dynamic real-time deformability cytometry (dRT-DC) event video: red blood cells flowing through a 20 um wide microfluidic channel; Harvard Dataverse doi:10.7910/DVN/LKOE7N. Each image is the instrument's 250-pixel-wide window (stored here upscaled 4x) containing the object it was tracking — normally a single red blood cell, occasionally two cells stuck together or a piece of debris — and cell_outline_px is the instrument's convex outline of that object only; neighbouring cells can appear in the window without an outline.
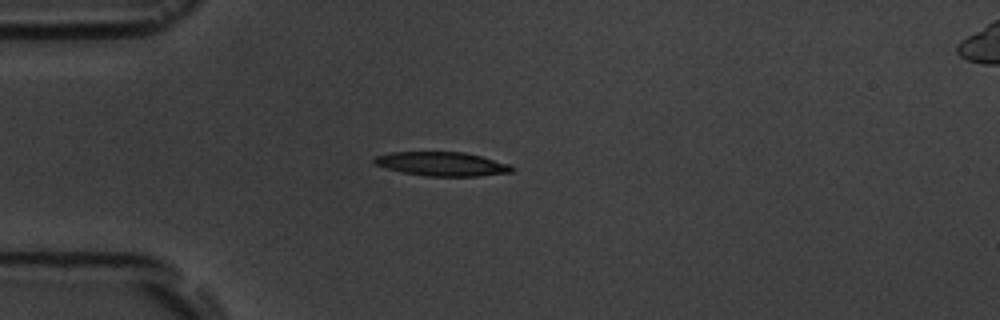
{"species": "common noctule bat (a hibernating species)", "species_latin": "Nyctalus noctula", "temperature_condition": "room temperature", "stored_images_in_passage": 6, "camera_frame_rate_fps": 3000, "um_per_image_px": 0.085, "animal": {"sex": "male", "body_mass_g": 19.5, "forearm_length_mm": 54.6}, "frame": {"image": 1, "passage_image": 4, "time_ms": 3.333, "image_size_px": [1000, 320], "cell_outline_px": [[516, 168], [512, 172], [476, 176], [428, 176], [404, 172], [384, 168], [372, 164], [372, 160], [376, 156], [392, 152], [464, 152], [480, 156], [508, 164]], "centroid_in_image_um": [37.52, 13.93], "position_along_channel_um": 47.5, "area_um2": 19.13}}
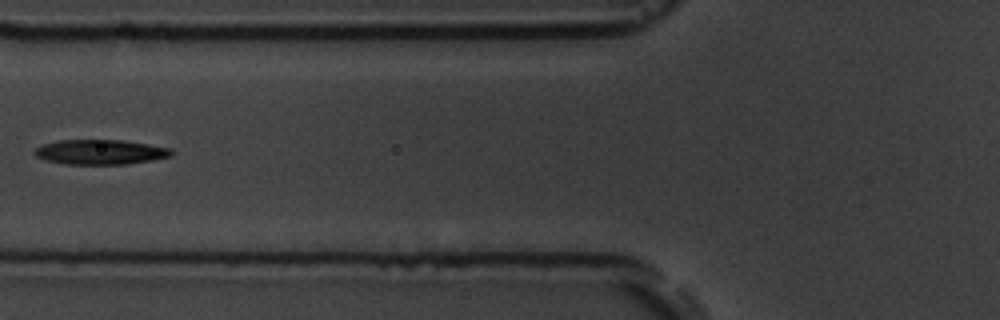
{"frame": {"image": 2, "passage_image": 6, "time_ms": 5.667, "image_size_px": [1000, 320], "cell_outline_px": [[172, 156], [152, 160], [124, 164], [64, 164], [48, 160], [36, 156], [32, 152], [40, 144], [56, 140], [124, 140], [172, 148]], "centroid_in_image_um": [8.51, 12.91], "position_along_channel_um": 117.3, "area_um2": 19.88}}